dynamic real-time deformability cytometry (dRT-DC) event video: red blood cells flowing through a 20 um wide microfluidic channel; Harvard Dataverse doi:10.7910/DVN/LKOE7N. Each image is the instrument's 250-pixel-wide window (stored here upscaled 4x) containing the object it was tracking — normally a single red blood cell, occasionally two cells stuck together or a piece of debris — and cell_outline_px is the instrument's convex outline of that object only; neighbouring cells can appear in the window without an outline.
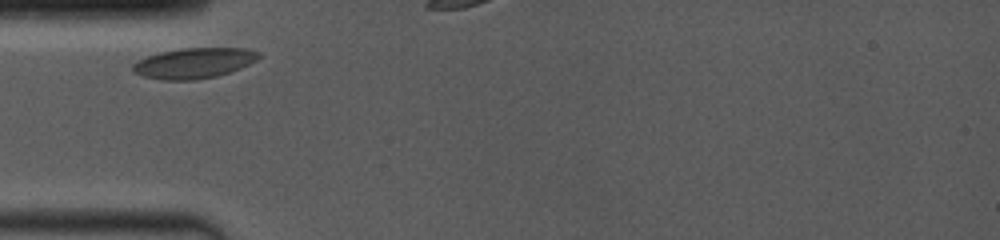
{"species": "common noctule bat (a hibernating species)", "species_latin": "Nyctalus noctula", "temperature_condition": "room temperature", "stored_images_in_passage": 7, "camera_frame_rate_fps": 4000, "um_per_image_px": 0.085, "animal": {"sex": "female", "body_mass_g": 19.0, "forearm_length_mm": 53.3}, "frame": {"image": 1, "passage_image": 1, "time_ms": 0.0, "image_size_px": [1000, 240], "cell_outline_px": [[260, 56], [256, 60], [240, 68], [216, 76], [196, 80], [164, 80], [144, 76], [136, 72], [132, 68], [132, 64], [148, 56], [160, 52], [180, 48], [244, 48], [260, 52]], "centroid_in_image_um": [16.5, 5.36], "position_along_channel_um": 68.5, "area_um2": 22.08}}
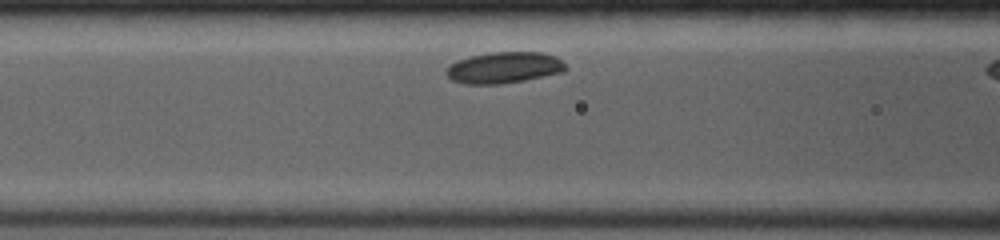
{"frame": {"image": 2, "passage_image": 5, "time_ms": 1.5, "image_size_px": [1000, 240], "cell_outline_px": [[568, 68], [564, 72], [524, 80], [500, 84], [464, 84], [452, 80], [444, 72], [456, 60], [472, 56], [492, 52], [540, 52], [556, 56]], "centroid_in_image_um": [42.85, 5.75], "position_along_channel_um": 123.8, "area_um2": 21.68}}